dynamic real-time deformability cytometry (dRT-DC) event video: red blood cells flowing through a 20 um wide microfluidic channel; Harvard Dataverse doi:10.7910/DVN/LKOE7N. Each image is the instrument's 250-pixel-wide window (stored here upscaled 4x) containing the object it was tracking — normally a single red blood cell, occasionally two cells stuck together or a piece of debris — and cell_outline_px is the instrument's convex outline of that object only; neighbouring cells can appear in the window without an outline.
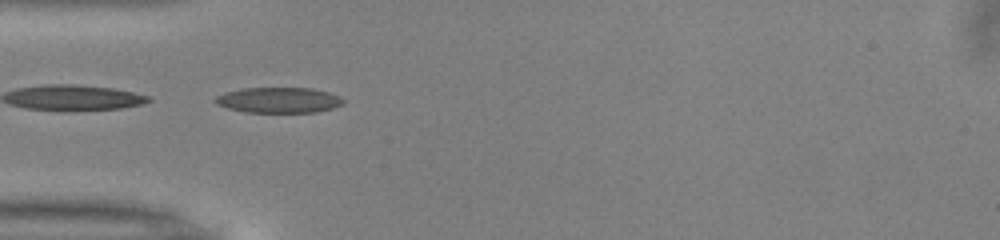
{"species": "common noctule bat (a hibernating species)", "species_latin": "Nyctalus noctula", "temperature_condition": "warm", "stored_images_in_passage": 36, "camera_frame_rate_fps": 3000, "um_per_image_px": 0.085, "animal": {"sex": "male", "body_mass_g": 13.0, "forearm_length_mm": 53.1}, "frame": {"image": 1, "passage_image": 1, "time_ms": 0.0, "image_size_px": [1000, 240], "cell_outline_px": [[344, 104], [332, 108], [316, 112], [244, 112], [228, 108], [216, 104], [212, 100], [216, 96], [228, 92], [244, 88], [312, 88], [328, 92], [340, 96], [344, 100]], "centroid_in_image_um": [23.7, 8.51], "position_along_channel_um": 61.3, "area_um2": 19.02}, "authors_computed_cell_mechanics": {"area_um2": 18.4382, "velocity_mm_per_s": 4.0387, "shape_relaxation_time_tau1_ms": 6.4699, "shape_relaxation_time_tau2_ms": 2.4902, "deformation_change_tau1": 0.1779, "deformation_change_tau2": 0.1158}}